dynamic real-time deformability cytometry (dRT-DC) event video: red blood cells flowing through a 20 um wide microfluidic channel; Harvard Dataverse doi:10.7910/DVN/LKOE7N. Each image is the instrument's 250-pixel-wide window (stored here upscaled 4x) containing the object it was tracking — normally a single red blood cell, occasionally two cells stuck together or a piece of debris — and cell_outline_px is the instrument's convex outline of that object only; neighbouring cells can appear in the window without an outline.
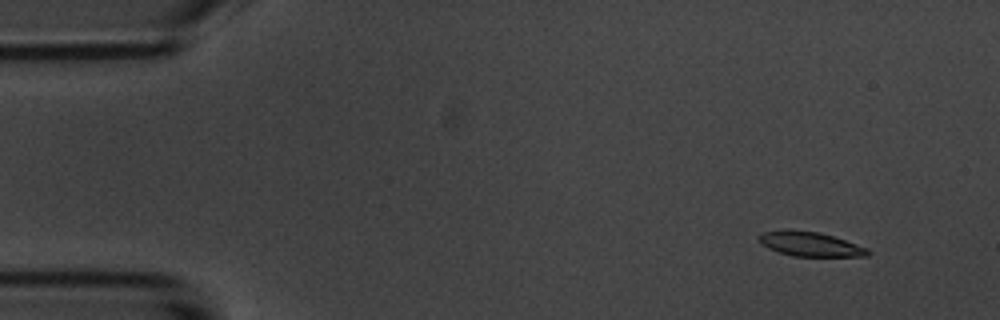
{"species": "common noctule bat (a hibernating species)", "species_latin": "Nyctalus noctula", "temperature_condition": "room temperature", "stored_images_in_passage": 4, "camera_frame_rate_fps": 3000, "um_per_image_px": 0.085, "animal": {"sex": "male", "body_mass_g": 20.1, "forearm_length_mm": 53.5}, "frame": {"image": 1, "passage_image": 2, "time_ms": 1.0, "image_size_px": [1000, 320], "cell_outline_px": [[872, 252], [868, 256], [792, 256], [768, 248], [756, 236], [764, 232], [784, 228], [788, 228], [820, 232], [868, 248]], "centroid_in_image_um": [68.85, 20.72], "position_along_channel_um": 16.1, "area_um2": 15.61}}
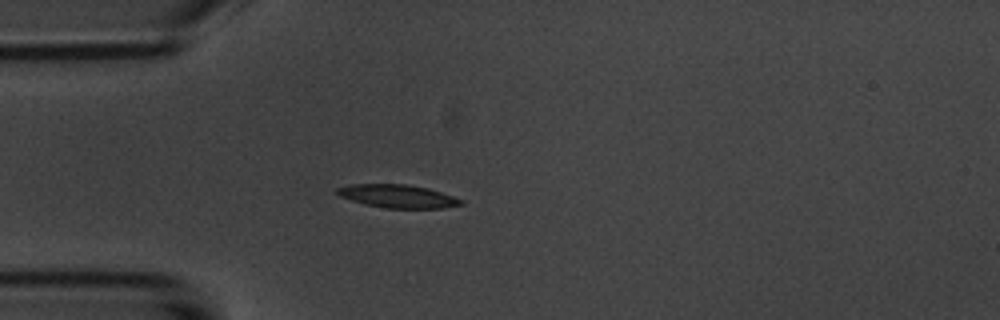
{"frame": {"image": 2, "passage_image": 4, "time_ms": 4.333, "image_size_px": [1000, 320], "cell_outline_px": [[464, 204], [440, 208], [384, 208], [364, 204], [340, 196], [336, 192], [336, 188], [348, 184], [408, 184], [428, 188], [464, 200]], "centroid_in_image_um": [33.79, 16.67], "position_along_channel_um": 51.2, "area_um2": 16.7}}